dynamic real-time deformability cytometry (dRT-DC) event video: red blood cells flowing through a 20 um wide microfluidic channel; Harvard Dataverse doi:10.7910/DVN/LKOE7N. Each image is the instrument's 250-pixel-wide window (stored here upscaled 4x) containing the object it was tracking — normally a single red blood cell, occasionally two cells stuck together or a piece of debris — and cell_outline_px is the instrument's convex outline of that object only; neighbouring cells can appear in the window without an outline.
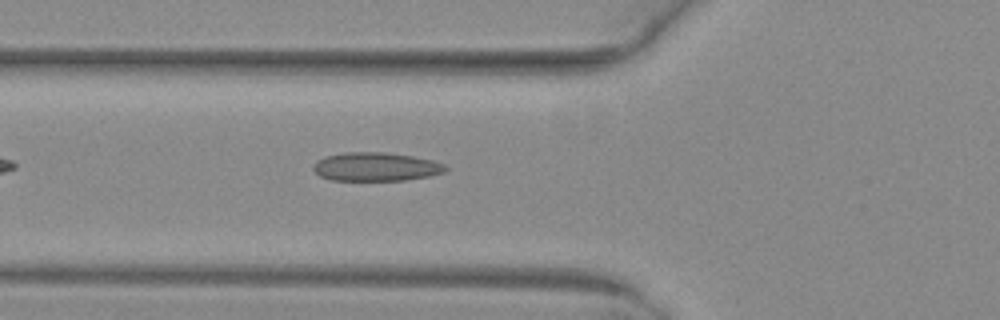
{"species": "common noctule bat (a hibernating species)", "species_latin": "Nyctalus noctula", "temperature_condition": "warm", "stored_images_in_passage": 31, "camera_frame_rate_fps": 3000, "um_per_image_px": 0.085, "animal": {"sex": "female", "body_mass_g": 29.2, "forearm_length_mm": 56.3}, "frame": {"image": 1, "passage_image": 5, "time_ms": 1.333, "image_size_px": [1000, 320], "cell_outline_px": [[448, 168], [444, 172], [428, 176], [404, 180], [332, 180], [320, 176], [312, 168], [312, 164], [316, 160], [324, 156], [344, 152], [384, 152], [412, 156], [432, 160], [444, 164]], "centroid_in_image_um": [31.91, 14.16], "position_along_channel_um": 93.9, "area_um2": 22.08}}
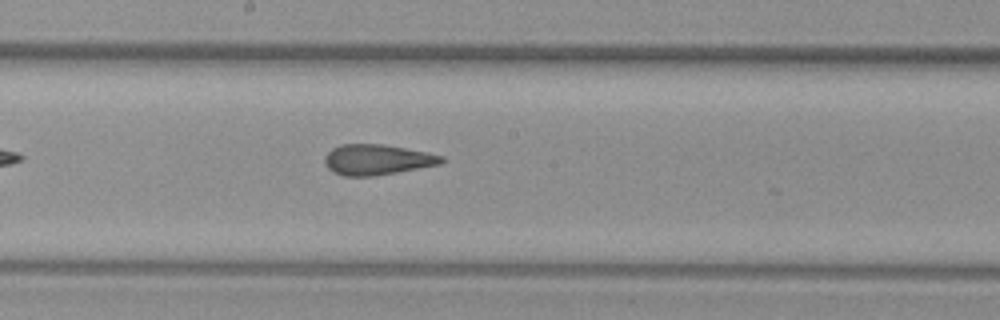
{"frame": {"image": 2, "passage_image": 14, "time_ms": 4.333, "image_size_px": [1000, 320], "cell_outline_px": [[448, 160], [440, 164], [376, 176], [344, 176], [332, 172], [328, 168], [324, 160], [324, 156], [332, 148], [340, 144], [384, 144], [444, 156]], "centroid_in_image_um": [32.04, 13.57], "position_along_channel_um": 216.2, "area_um2": 20.81}}
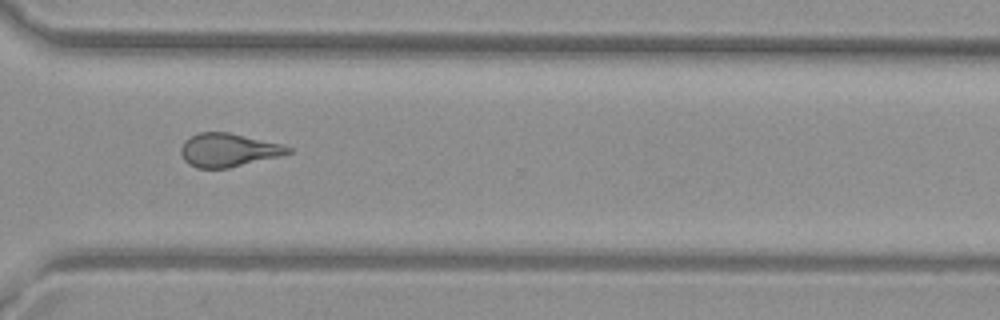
{"frame": {"image": 3, "passage_image": 24, "time_ms": 7.667, "image_size_px": [1000, 320], "cell_outline_px": [[292, 152], [280, 156], [228, 168], [196, 168], [188, 164], [184, 160], [180, 152], [180, 148], [184, 140], [200, 132], [228, 132], [284, 144], [292, 148]], "centroid_in_image_um": [19.41, 12.75], "position_along_channel_um": 351.2, "area_um2": 20.98}, "authors_computed_cell_mechanics": {"area_um2": 20.9814, "velocity_mm_per_s": 4.0616, "shape_relaxation_time_tau1_ms": null, "shape_relaxation_time_tau2_ms": 1.7297, "deformation_change_tau1": null, "deformation_change_tau2": 0.1001}}